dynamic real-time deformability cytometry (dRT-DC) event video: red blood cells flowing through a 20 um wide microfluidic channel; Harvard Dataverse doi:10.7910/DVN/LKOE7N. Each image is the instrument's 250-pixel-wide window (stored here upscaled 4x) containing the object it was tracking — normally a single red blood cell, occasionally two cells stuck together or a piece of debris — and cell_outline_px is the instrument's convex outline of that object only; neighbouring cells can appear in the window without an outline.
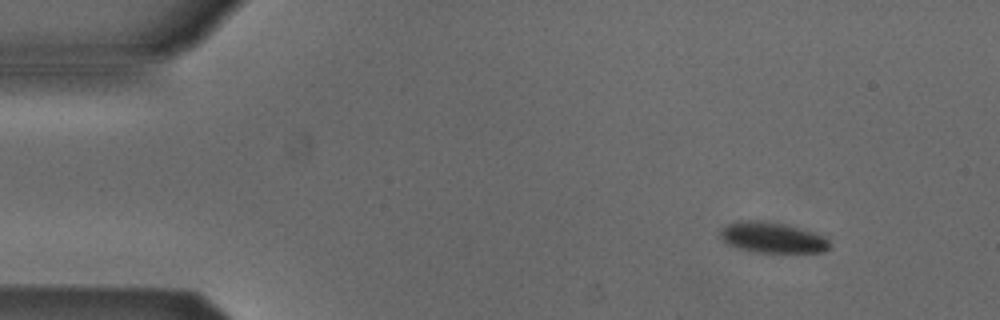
{"species": "Egyptian fruit bat (a non-hibernating species)", "species_latin": "Rousettus aegyptiacus", "temperature_condition": "cold", "stored_images_in_passage": 10, "camera_frame_rate_fps": 3000, "um_per_image_px": 0.085, "animal": {"sex": "male"}, "frame": {"image": 1, "passage_image": 1, "time_ms": 0.0, "image_size_px": [1000, 320], "cell_outline_px": [[832, 248], [824, 252], [756, 252], [736, 248], [728, 244], [720, 236], [720, 232], [728, 224], [736, 220], [760, 220], [788, 224], [824, 236], [832, 244]], "centroid_in_image_um": [65.68, 20.19], "position_along_channel_um": 19.3, "area_um2": 19.71}}